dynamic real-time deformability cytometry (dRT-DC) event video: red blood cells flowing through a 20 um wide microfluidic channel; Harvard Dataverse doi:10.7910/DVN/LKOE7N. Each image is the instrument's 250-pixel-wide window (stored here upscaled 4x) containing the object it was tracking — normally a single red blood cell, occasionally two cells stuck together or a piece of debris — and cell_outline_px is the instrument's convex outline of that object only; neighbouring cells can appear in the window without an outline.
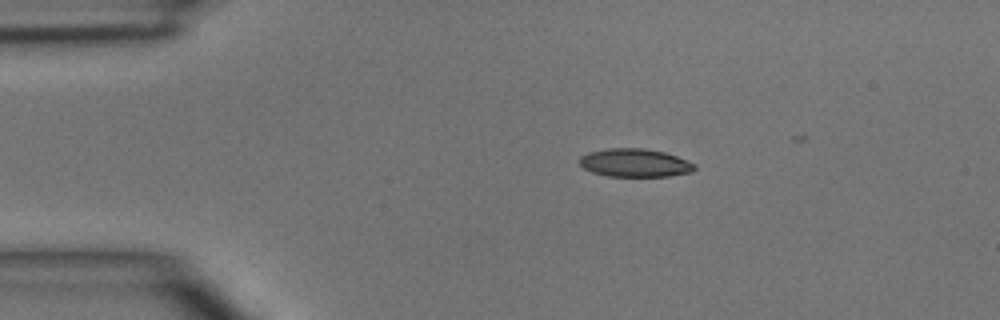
{"species": "common noctule bat (a hibernating species)", "species_latin": "Nyctalus noctula", "temperature_condition": "room temperature", "stored_images_in_passage": 2, "camera_frame_rate_fps": 3000, "um_per_image_px": 0.085, "animal": {"sex": "male", "body_mass_g": 15.6}, "frame": {"image": 1, "passage_image": 1, "time_ms": 0.0, "image_size_px": [1000, 320], "cell_outline_px": [[696, 168], [692, 172], [668, 176], [608, 176], [592, 172], [584, 168], [580, 164], [580, 156], [588, 152], [608, 148], [644, 148], [664, 152], [676, 156], [696, 164]], "centroid_in_image_um": [53.97, 13.84], "position_along_channel_um": 31.0, "area_um2": 18.9}}